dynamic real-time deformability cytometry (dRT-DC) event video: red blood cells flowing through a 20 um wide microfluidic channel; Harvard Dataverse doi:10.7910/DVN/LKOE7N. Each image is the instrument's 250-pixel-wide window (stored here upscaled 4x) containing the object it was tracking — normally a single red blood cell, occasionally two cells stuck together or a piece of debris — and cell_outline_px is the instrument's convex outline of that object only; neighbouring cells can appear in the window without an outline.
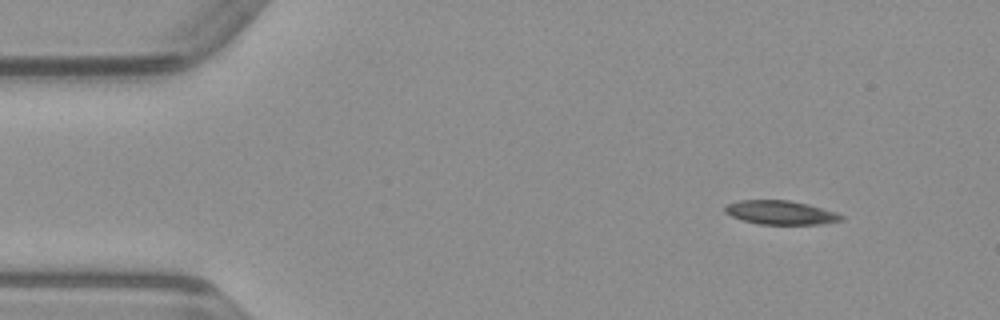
{"species": "common noctule bat (a hibernating species)", "species_latin": "Nyctalus noctula", "temperature_condition": "warm", "stored_images_in_passage": 45, "camera_frame_rate_fps": 3000, "um_per_image_px": 0.085, "animal": {"sex": "male", "body_mass_g": 23.1, "forearm_length_mm": 52.7}, "frame": {"image": 1, "passage_image": 1, "time_ms": 0.0, "image_size_px": [1000, 320], "cell_outline_px": [[844, 220], [820, 224], [760, 224], [744, 220], [732, 216], [724, 212], [724, 204], [740, 200], [788, 200], [808, 204], [836, 212], [844, 216]], "centroid_in_image_um": [66.34, 18.06], "position_along_channel_um": 18.7, "area_um2": 16.18}}
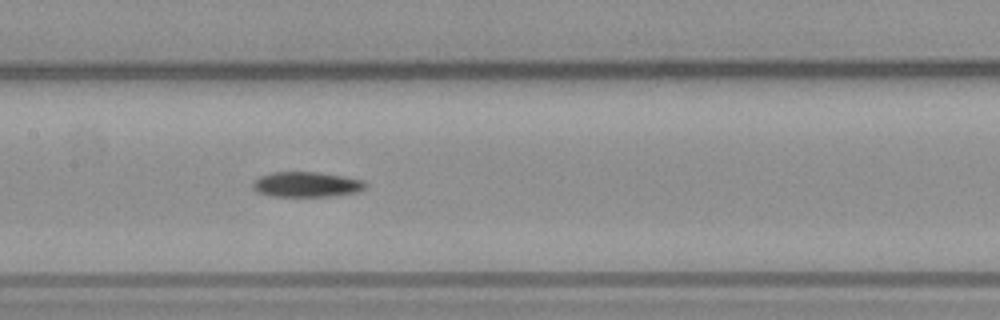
{"frame": {"image": 2, "passage_image": 19, "time_ms": 6.0, "image_size_px": [1000, 320], "cell_outline_px": [[368, 184], [360, 192], [336, 196], [272, 196], [256, 192], [252, 188], [252, 184], [260, 176], [272, 172], [316, 172], [344, 176], [364, 180]], "centroid_in_image_um": [26.09, 15.68], "position_along_channel_um": 181.3, "area_um2": 16.7}}
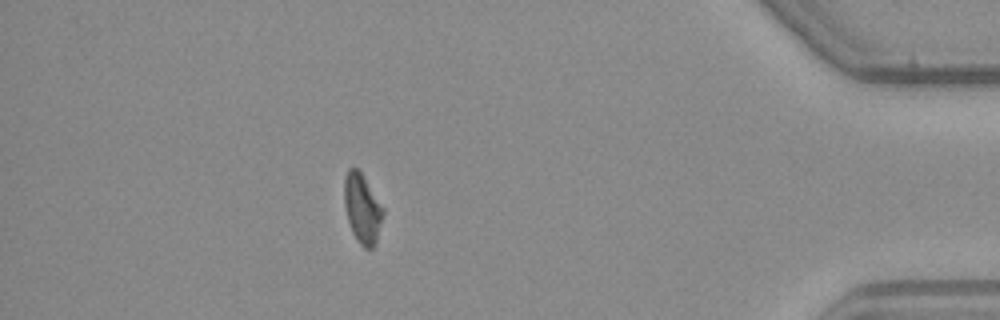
{"frame": {"image": 3, "passage_image": 39, "time_ms": 12.667, "image_size_px": [1000, 320], "cell_outline_px": [[384, 212], [376, 244], [372, 248], [364, 248], [356, 240], [352, 232], [348, 220], [344, 204], [344, 180], [348, 168], [356, 168], [360, 172], [384, 208]], "centroid_in_image_um": [30.79, 17.76], "position_along_channel_um": 404.4, "area_um2": 15.61}}